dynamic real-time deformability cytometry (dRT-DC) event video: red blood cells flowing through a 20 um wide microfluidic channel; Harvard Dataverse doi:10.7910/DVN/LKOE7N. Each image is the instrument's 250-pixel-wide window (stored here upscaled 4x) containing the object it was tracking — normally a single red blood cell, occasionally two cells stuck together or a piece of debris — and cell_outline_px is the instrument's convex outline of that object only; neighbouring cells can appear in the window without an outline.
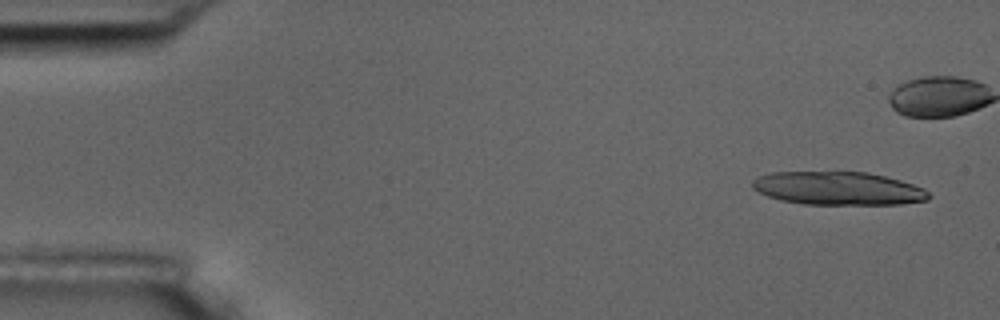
{"species": "common noctule bat (a hibernating species)", "species_latin": "Nyctalus noctula", "temperature_condition": "room temperature", "stored_images_in_passage": 15, "camera_frame_rate_fps": 3000, "um_per_image_px": 0.085, "animal": {"sex": "male", "body_mass_g": 17.5, "forearm_length_mm": 52.3}, "frame": {"image": 1, "passage_image": 3, "time_ms": 0.667, "image_size_px": [1000, 320], "cell_outline_px": [[932, 196], [928, 200], [900, 204], [804, 204], [780, 200], [768, 196], [752, 188], [752, 180], [760, 176], [772, 172], [868, 172], [900, 180], [924, 188]], "centroid_in_image_um": [71.26, 16.01], "position_along_channel_um": 13.7, "area_um2": 34.1}}